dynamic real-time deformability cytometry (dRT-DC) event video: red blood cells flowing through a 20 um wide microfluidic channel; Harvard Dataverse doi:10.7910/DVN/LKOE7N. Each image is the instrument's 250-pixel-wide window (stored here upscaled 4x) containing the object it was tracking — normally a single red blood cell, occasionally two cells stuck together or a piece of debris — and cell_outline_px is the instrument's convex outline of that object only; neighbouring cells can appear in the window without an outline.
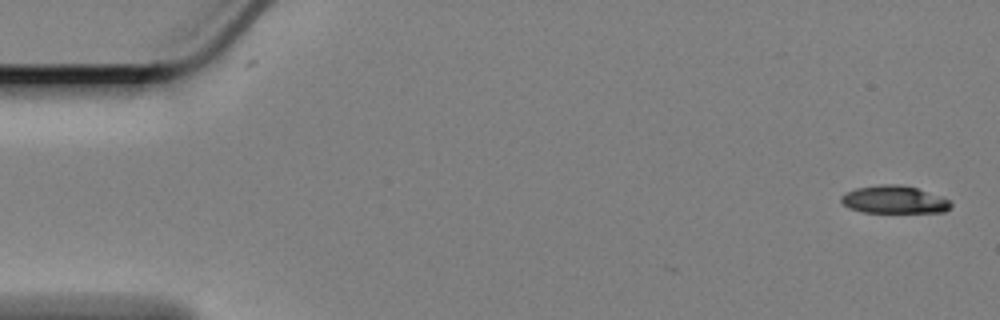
{"species": "Egyptian fruit bat (a non-hibernating species)", "species_latin": "Rousettus aegyptiacus", "temperature_condition": "cold", "stored_images_in_passage": 45, "camera_frame_rate_fps": 3000, "um_per_image_px": 0.085, "animal": {"sex": "female"}, "frame": {"image": 1, "passage_image": 1, "time_ms": 0.0, "image_size_px": [1000, 320], "cell_outline_px": [[952, 204], [944, 212], [864, 212], [848, 208], [840, 200], [840, 196], [856, 188], [880, 184], [896, 184], [916, 188], [952, 200]], "centroid_in_image_um": [76.0, 16.97], "position_along_channel_um": 9.0, "area_um2": 17.57}}
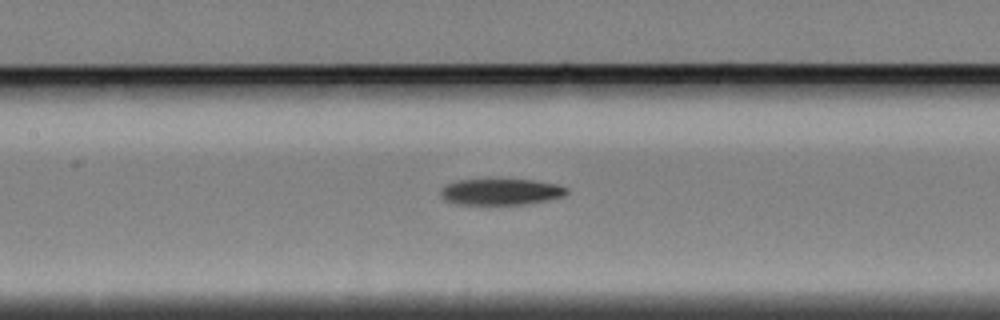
{"frame": {"image": 2, "passage_image": 26, "time_ms": 8.333, "image_size_px": [1000, 320], "cell_outline_px": [[568, 192], [564, 196], [544, 200], [520, 204], [460, 204], [448, 200], [440, 192], [440, 188], [456, 180], [488, 176], [536, 180], [556, 184], [568, 188]], "centroid_in_image_um": [42.56, 16.23], "position_along_channel_um": 164.8, "area_um2": 19.94}}
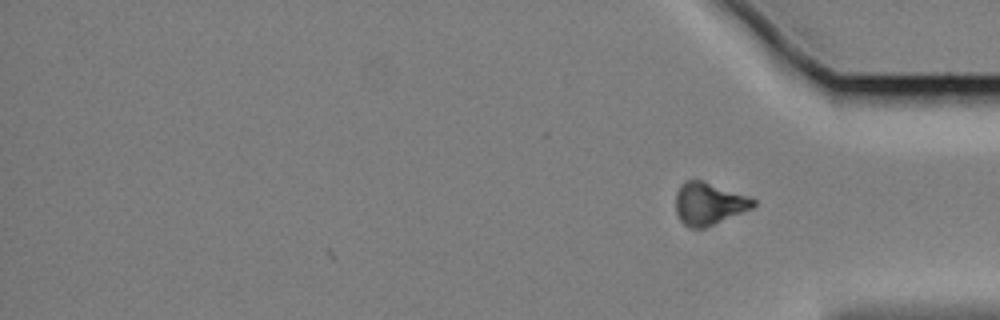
{"frame": {"image": 3, "passage_image": 45, "time_ms": 14.667, "image_size_px": [1000, 320], "cell_outline_px": [[756, 204], [752, 208], [704, 228], [688, 228], [680, 220], [676, 212], [676, 192], [680, 184], [684, 180], [700, 180], [748, 196], [756, 200]], "centroid_in_image_um": [60.22, 17.31], "position_along_channel_um": 375.0, "area_um2": 18.96}, "authors_computed_cell_mechanics": {"area_um2": 19.8254, "velocity_mm_per_s": 3.3766, "shape_relaxation_time_tau1_ms": 4.4581, "shape_relaxation_time_tau2_ms": null, "deformation_change_tau1": 0.1252, "deformation_change_tau2": null}}